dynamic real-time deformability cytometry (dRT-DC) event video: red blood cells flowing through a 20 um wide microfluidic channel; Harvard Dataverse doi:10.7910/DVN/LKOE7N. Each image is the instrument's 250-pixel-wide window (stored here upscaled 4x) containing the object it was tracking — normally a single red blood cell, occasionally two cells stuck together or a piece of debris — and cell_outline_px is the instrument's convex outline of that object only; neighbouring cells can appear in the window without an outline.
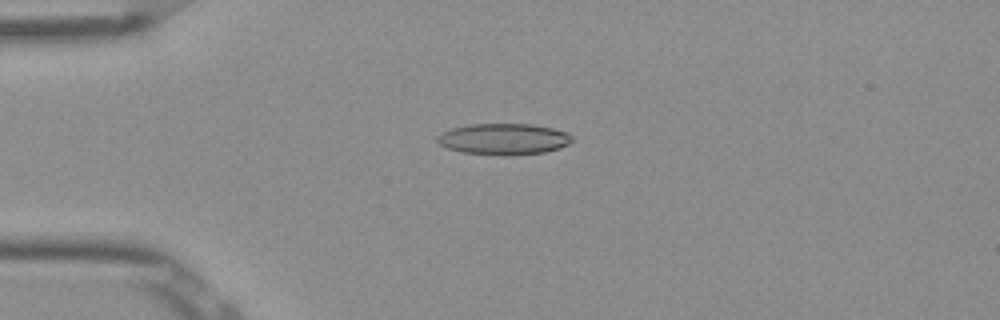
{"species": "Egyptian fruit bat (a non-hibernating species)", "species_latin": "Rousettus aegyptiacus", "temperature_condition": "room temperature", "stored_images_in_passage": 52, "camera_frame_rate_fps": 3000, "um_per_image_px": 0.085, "frame": {"image": 1, "passage_image": 13, "time_ms": 4.0, "image_size_px": [1000, 320], "cell_outline_px": [[572, 140], [568, 144], [560, 148], [544, 152], [508, 156], [500, 156], [460, 152], [448, 148], [440, 144], [436, 140], [436, 136], [452, 128], [468, 124], [532, 124], [552, 128], [564, 132], [572, 136]], "centroid_in_image_um": [42.79, 11.83], "position_along_channel_um": 42.2, "area_um2": 24.62}}
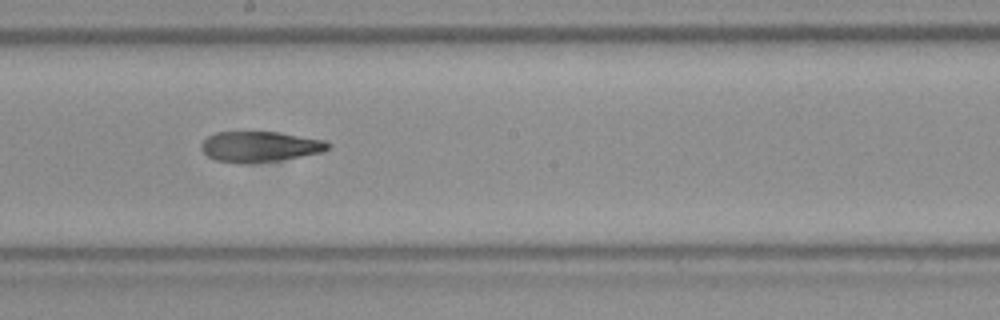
{"frame": {"image": 2, "passage_image": 29, "time_ms": 9.333, "image_size_px": [1000, 320], "cell_outline_px": [[332, 148], [324, 152], [280, 160], [248, 164], [240, 164], [216, 160], [208, 156], [200, 148], [200, 144], [208, 136], [216, 132], [280, 132], [328, 140], [332, 144]], "centroid_in_image_um": [22.16, 12.46], "position_along_channel_um": 226.0, "area_um2": 23.06}}
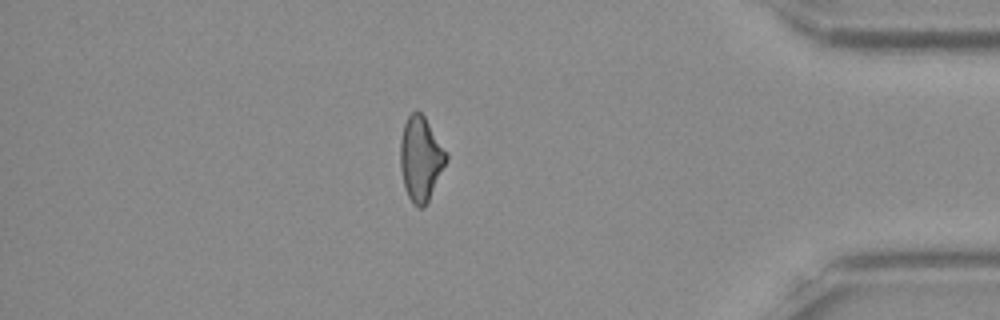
{"frame": {"image": 3, "passage_image": 45, "time_ms": 14.667, "image_size_px": [1000, 320], "cell_outline_px": [[448, 160], [424, 208], [416, 208], [412, 204], [404, 188], [400, 168], [400, 140], [404, 124], [408, 116], [416, 108], [424, 116], [448, 152]], "centroid_in_image_um": [35.76, 13.49], "position_along_channel_um": 399.4, "area_um2": 22.89}, "authors_computed_cell_mechanics": {"area_um2": 23.6402, "velocity_mm_per_s": 3.9128, "shape_relaxation_time_tau1_ms": null, "shape_relaxation_time_tau2_ms": 4.6828, "deformation_change_tau1": null, "deformation_change_tau2": 0.155}}